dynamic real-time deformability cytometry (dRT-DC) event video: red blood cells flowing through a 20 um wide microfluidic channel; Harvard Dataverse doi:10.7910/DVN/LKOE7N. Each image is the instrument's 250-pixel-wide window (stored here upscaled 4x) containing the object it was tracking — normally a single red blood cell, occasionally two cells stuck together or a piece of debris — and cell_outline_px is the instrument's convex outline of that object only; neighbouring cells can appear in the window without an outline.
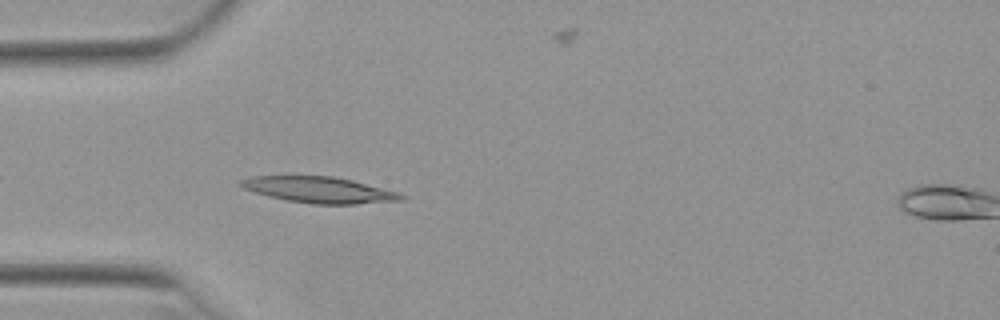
{"species": "Egyptian fruit bat (a non-hibernating species)", "species_latin": "Rousettus aegyptiacus", "temperature_condition": "warm", "stored_images_in_passage": 7, "camera_frame_rate_fps": 3000, "um_per_image_px": 0.085, "animal": {"sex": "female"}, "frame": {"image": 1, "passage_image": 3, "time_ms": 0.667, "image_size_px": [1000, 320], "cell_outline_px": [[408, 196], [404, 200], [356, 204], [312, 204], [288, 200], [268, 196], [244, 188], [236, 184], [240, 180], [252, 176], [332, 176], [352, 180], [400, 192]], "centroid_in_image_um": [27.18, 16.14], "position_along_channel_um": 57.8, "area_um2": 24.45}}